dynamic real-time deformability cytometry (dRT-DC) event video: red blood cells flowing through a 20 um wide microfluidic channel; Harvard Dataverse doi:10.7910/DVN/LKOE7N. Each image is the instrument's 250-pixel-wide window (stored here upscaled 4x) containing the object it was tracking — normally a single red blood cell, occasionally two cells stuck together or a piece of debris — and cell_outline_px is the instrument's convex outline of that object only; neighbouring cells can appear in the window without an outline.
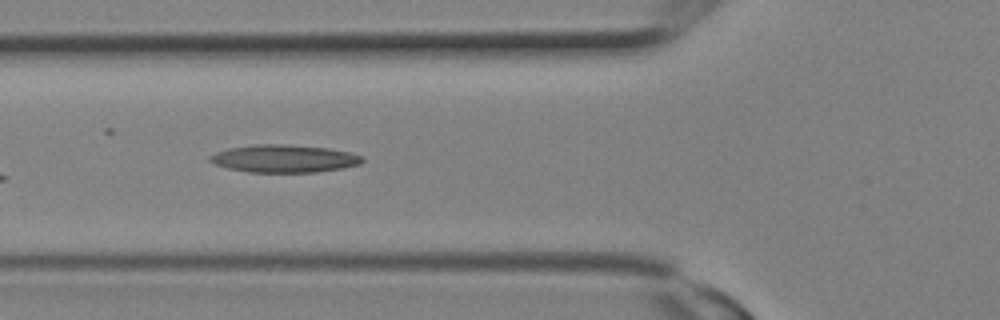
{"species": "Egyptian fruit bat (a non-hibernating species)", "species_latin": "Rousettus aegyptiacus", "temperature_condition": "room temperature", "stored_images_in_passage": 9, "camera_frame_rate_fps": 3000, "um_per_image_px": 0.085, "animal": {"sex": "female"}, "frame": {"image": 1, "passage_image": 3, "time_ms": 0.667, "image_size_px": [1000, 320], "cell_outline_px": [[364, 160], [360, 164], [344, 168], [316, 172], [248, 172], [228, 168], [216, 164], [208, 160], [208, 156], [216, 152], [232, 148], [256, 144], [284, 144], [328, 148], [348, 152], [364, 156]], "centroid_in_image_um": [24.17, 13.48], "position_along_channel_um": 101.6, "area_um2": 24.51}}
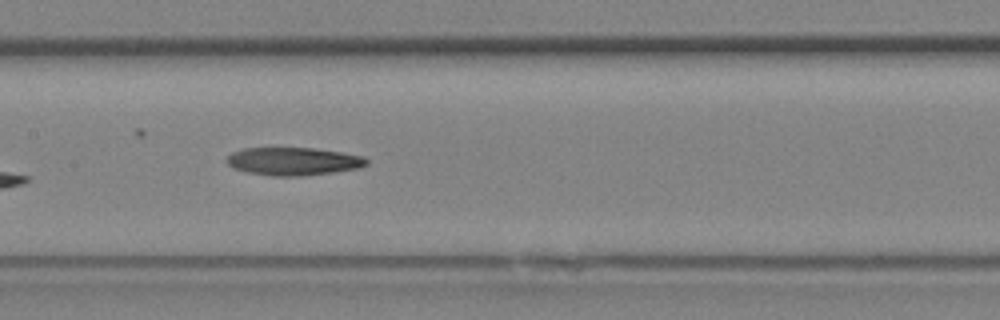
{"frame": {"image": 2, "passage_image": 6, "time_ms": 1.667, "image_size_px": [1000, 320], "cell_outline_px": [[368, 164], [360, 168], [332, 172], [300, 176], [272, 176], [248, 172], [236, 168], [228, 164], [224, 160], [232, 152], [244, 148], [312, 148], [340, 152], [364, 156], [368, 160]], "centroid_in_image_um": [24.94, 13.71], "position_along_channel_um": 182.5, "area_um2": 22.66}}
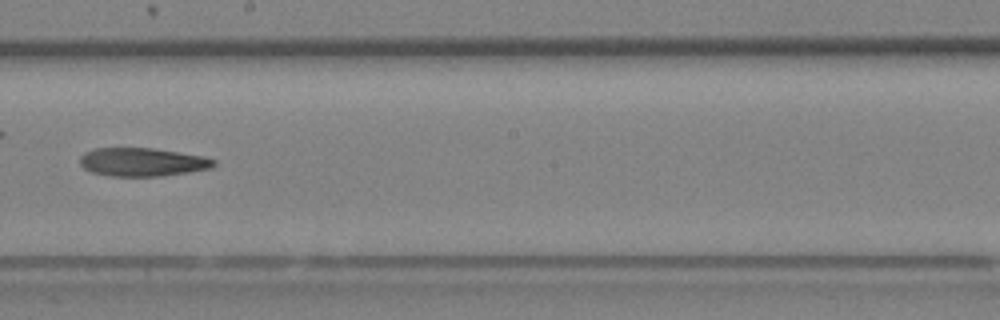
{"frame": {"image": 3, "passage_image": 8, "time_ms": 2.333, "image_size_px": [1000, 320], "cell_outline_px": [[216, 164], [212, 168], [188, 172], [160, 176], [112, 176], [92, 172], [84, 168], [80, 164], [80, 156], [84, 152], [96, 148], [152, 148], [204, 156], [216, 160]], "centroid_in_image_um": [12.11, 13.77], "position_along_channel_um": 236.1, "area_um2": 22.14}}